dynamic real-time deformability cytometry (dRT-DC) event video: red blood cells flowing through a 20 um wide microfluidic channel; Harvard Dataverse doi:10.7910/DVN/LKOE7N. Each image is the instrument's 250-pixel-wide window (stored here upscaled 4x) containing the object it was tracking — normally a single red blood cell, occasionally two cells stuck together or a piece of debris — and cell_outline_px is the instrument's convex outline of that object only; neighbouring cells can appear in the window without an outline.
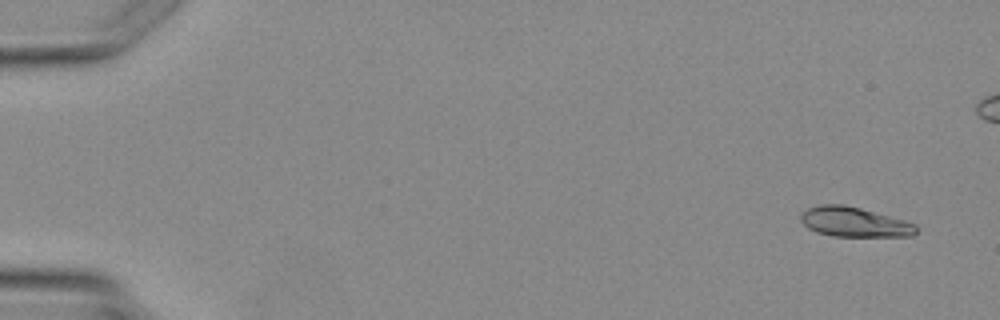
{"species": "Egyptian fruit bat (a non-hibernating species)", "species_latin": "Rousettus aegyptiacus", "temperature_condition": "warm", "stored_images_in_passage": 5, "camera_frame_rate_fps": 3000, "um_per_image_px": 0.085, "animal": {"sex": "female"}, "frame": {"image": 1, "passage_image": 1, "time_ms": 0.0, "image_size_px": [1000, 320], "cell_outline_px": [[916, 232], [912, 236], [832, 236], [816, 232], [808, 228], [800, 220], [800, 216], [808, 208], [820, 204], [844, 204], [860, 208], [904, 220], [916, 224]], "centroid_in_image_um": [72.59, 18.87], "position_along_channel_um": 12.4, "area_um2": 19.88}}
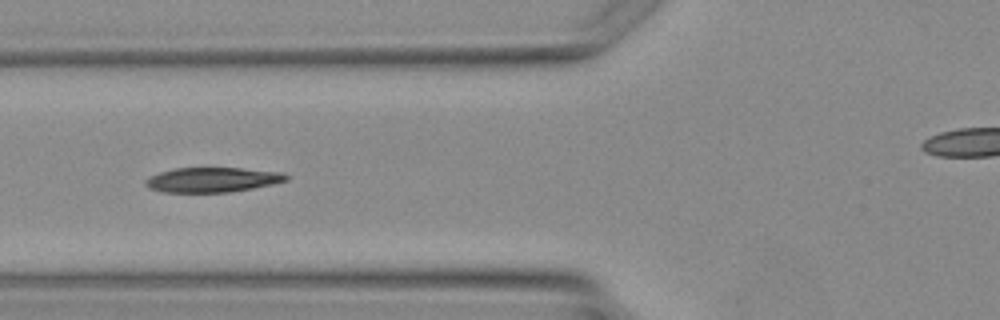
{"frame": {"image": 2, "passage_image": 5, "time_ms": 4.667, "image_size_px": [1000, 320], "cell_outline_px": [[288, 180], [272, 184], [252, 188], [228, 192], [164, 192], [148, 188], [144, 184], [144, 180], [148, 176], [160, 172], [176, 168], [240, 168], [284, 172], [288, 176]], "centroid_in_image_um": [18.03, 15.27], "position_along_channel_um": 107.8, "area_um2": 20.35}}